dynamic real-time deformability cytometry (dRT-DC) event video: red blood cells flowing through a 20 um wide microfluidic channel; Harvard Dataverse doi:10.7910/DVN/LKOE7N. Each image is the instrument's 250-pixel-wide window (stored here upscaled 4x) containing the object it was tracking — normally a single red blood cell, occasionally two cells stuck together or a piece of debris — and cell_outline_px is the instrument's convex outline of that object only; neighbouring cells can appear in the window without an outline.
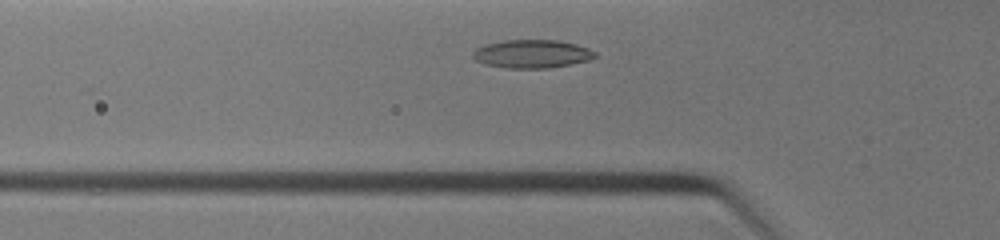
{"species": "common noctule bat (a hibernating species)", "species_latin": "Nyctalus noctula", "temperature_condition": "warm", "stored_images_in_passage": 23, "camera_frame_rate_fps": 3000, "um_per_image_px": 0.085, "animal": {"sex": "female", "body_mass_g": 19.0, "forearm_length_mm": 51.5}, "frame": {"image": 1, "passage_image": 3, "time_ms": 0.667, "image_size_px": [1000, 240], "cell_outline_px": [[600, 56], [592, 60], [572, 64], [548, 68], [504, 68], [484, 64], [476, 60], [472, 56], [472, 52], [476, 48], [484, 44], [504, 40], [556, 40], [576, 44], [588, 48], [596, 52]], "centroid_in_image_um": [45.25, 4.58], "position_along_channel_um": 80.6, "area_um2": 20.46}}
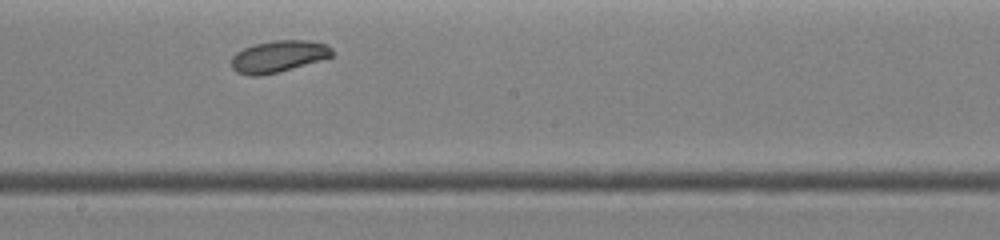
{"frame": {"image": 2, "passage_image": 12, "time_ms": 3.667, "image_size_px": [1000, 240], "cell_outline_px": [[332, 56], [320, 60], [280, 72], [260, 76], [248, 76], [236, 72], [232, 68], [232, 56], [236, 52], [252, 44], [272, 40], [308, 40], [328, 44], [332, 48]], "centroid_in_image_um": [23.65, 4.79], "position_along_channel_um": 224.6, "area_um2": 18.84}}
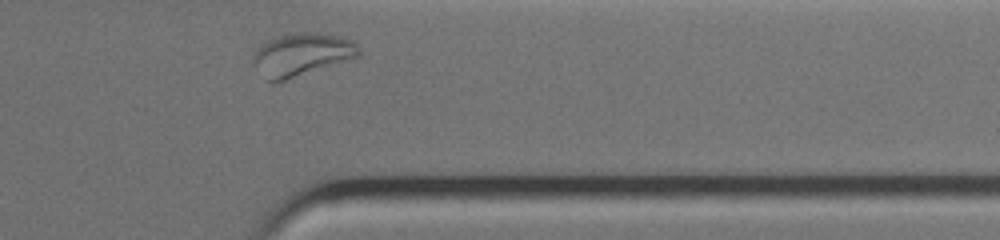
{"frame": {"image": 3, "passage_image": 22, "time_ms": 7.0, "image_size_px": [1000, 240], "cell_outline_px": [[360, 56], [272, 84], [264, 80], [252, 60], [252, 52], [260, 44], [268, 40], [280, 36], [304, 32], [312, 32], [340, 36], [352, 40], [360, 48]], "centroid_in_image_um": [25.6, 4.65], "position_along_channel_um": 385.8, "area_um2": 26.36}, "authors_computed_cell_mechanics": {"area_um2": 19.1896, "velocity_mm_per_s": 4.7993, "shape_relaxation_time_tau1_ms": 2.3582, "shape_relaxation_time_tau2_ms": null, "deformation_change_tau1": 0.0929, "deformation_change_tau2": null}}